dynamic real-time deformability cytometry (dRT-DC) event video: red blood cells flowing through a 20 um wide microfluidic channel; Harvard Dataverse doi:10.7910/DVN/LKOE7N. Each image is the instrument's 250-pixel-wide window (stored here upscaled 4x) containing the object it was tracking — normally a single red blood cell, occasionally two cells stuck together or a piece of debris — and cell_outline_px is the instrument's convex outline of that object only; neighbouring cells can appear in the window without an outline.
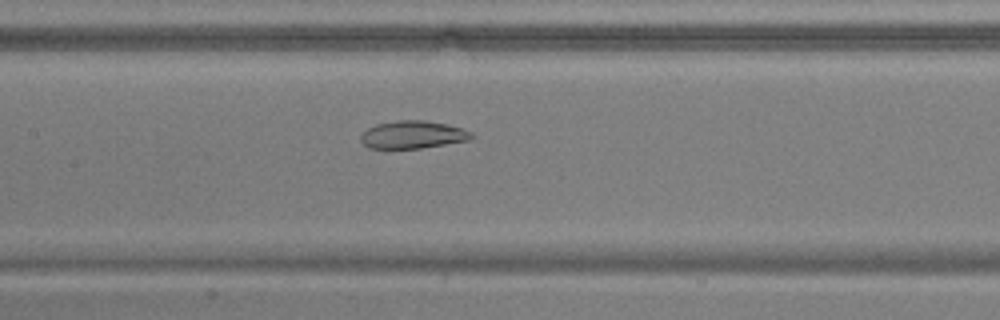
{"species": "common noctule bat (a hibernating species)", "species_latin": "Nyctalus noctula", "temperature_condition": "warm", "stored_images_in_passage": 54, "camera_frame_rate_fps": 3000, "um_per_image_px": 0.085, "animal": {"sex": "male", "body_mass_g": 17.9, "forearm_length_mm": 54.2}, "frame": {"image": 1, "passage_image": 27, "time_ms": 8.667, "image_size_px": [1000, 320], "cell_outline_px": [[472, 136], [468, 140], [420, 148], [368, 148], [360, 140], [360, 136], [368, 128], [376, 124], [396, 120], [424, 120], [448, 124], [464, 128], [472, 132]], "centroid_in_image_um": [35.08, 11.43], "position_along_channel_um": 172.3, "area_um2": 17.8}}
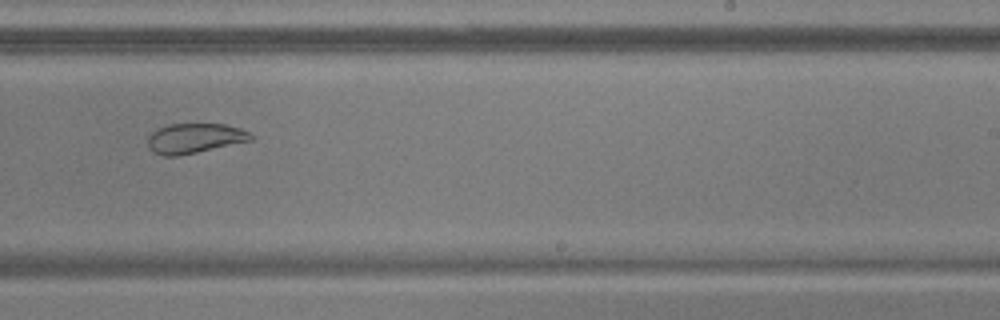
{"frame": {"image": 2, "passage_image": 35, "time_ms": 11.333, "image_size_px": [1000, 320], "cell_outline_px": [[252, 140], [196, 152], [176, 156], [164, 156], [152, 152], [148, 148], [148, 136], [156, 128], [168, 124], [224, 124], [240, 128], [248, 132], [252, 136]], "centroid_in_image_um": [16.48, 11.75], "position_along_channel_um": 272.5, "area_um2": 17.86}}
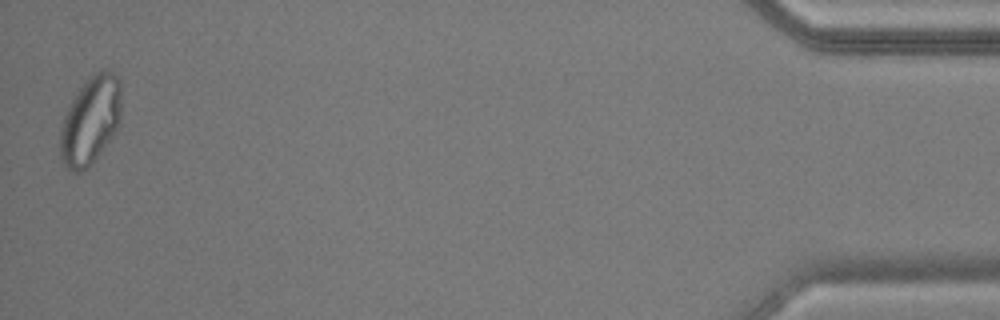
{"frame": {"image": 3, "passage_image": 54, "time_ms": 17.667, "image_size_px": [1000, 320], "cell_outline_px": [[120, 124], [112, 136], [92, 164], [88, 168], [80, 172], [76, 172], [68, 168], [64, 164], [60, 156], [60, 128], [64, 116], [72, 100], [88, 76], [104, 68], [112, 72], [120, 80]], "centroid_in_image_um": [7.69, 10.23], "position_along_channel_um": 427.5, "area_um2": 31.33}, "authors_computed_cell_mechanics": {"area_um2": 25.5187, "velocity_mm_per_s": 3.7705, "shape_relaxation_time_tau1_ms": null, "shape_relaxation_time_tau2_ms": 1.3462, "deformation_change_tau1": null, "deformation_change_tau2": 0.0685}}